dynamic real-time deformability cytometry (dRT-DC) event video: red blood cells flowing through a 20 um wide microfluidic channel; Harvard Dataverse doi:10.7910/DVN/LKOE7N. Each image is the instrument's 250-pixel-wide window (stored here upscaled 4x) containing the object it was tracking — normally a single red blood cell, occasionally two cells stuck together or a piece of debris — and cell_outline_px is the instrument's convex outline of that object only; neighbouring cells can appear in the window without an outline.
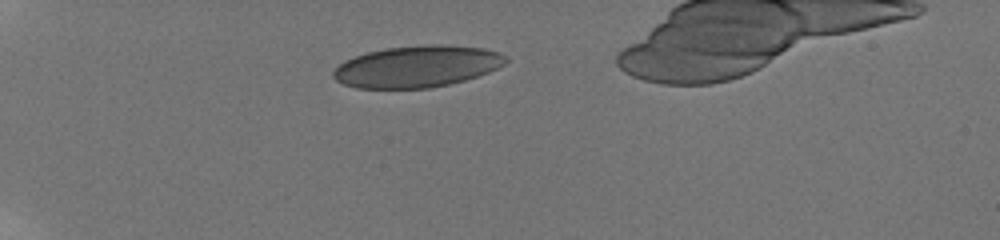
{"species": "human", "species_latin": "Homo sapiens", "temperature_condition": "room temperature", "stored_images_in_passage": 11, "camera_frame_rate_fps": 3000, "um_per_image_px": 0.085, "donor": {"sex": "male"}, "frame": {"image": 1, "passage_image": 5, "time_ms": 3.667, "image_size_px": [1000, 240], "cell_outline_px": [[508, 60], [504, 64], [488, 72], [464, 80], [448, 84], [428, 88], [356, 88], [344, 84], [336, 80], [332, 76], [332, 72], [344, 60], [368, 52], [384, 48], [428, 44], [440, 44], [480, 48], [500, 52], [508, 56]], "centroid_in_image_um": [35.44, 5.64], "position_along_channel_um": 49.6, "area_um2": 41.67}}
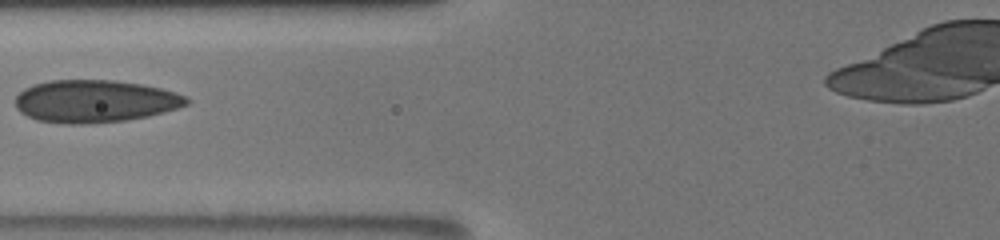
{"frame": {"image": 2, "passage_image": 8, "time_ms": 6.667, "image_size_px": [1000, 240], "cell_outline_px": [[188, 104], [176, 108], [148, 116], [128, 120], [80, 124], [72, 124], [36, 120], [20, 112], [16, 108], [16, 96], [24, 88], [32, 84], [48, 80], [112, 80], [140, 84], [160, 88], [188, 96]], "centroid_in_image_um": [8.03, 8.6], "position_along_channel_um": 117.8, "area_um2": 42.31}}